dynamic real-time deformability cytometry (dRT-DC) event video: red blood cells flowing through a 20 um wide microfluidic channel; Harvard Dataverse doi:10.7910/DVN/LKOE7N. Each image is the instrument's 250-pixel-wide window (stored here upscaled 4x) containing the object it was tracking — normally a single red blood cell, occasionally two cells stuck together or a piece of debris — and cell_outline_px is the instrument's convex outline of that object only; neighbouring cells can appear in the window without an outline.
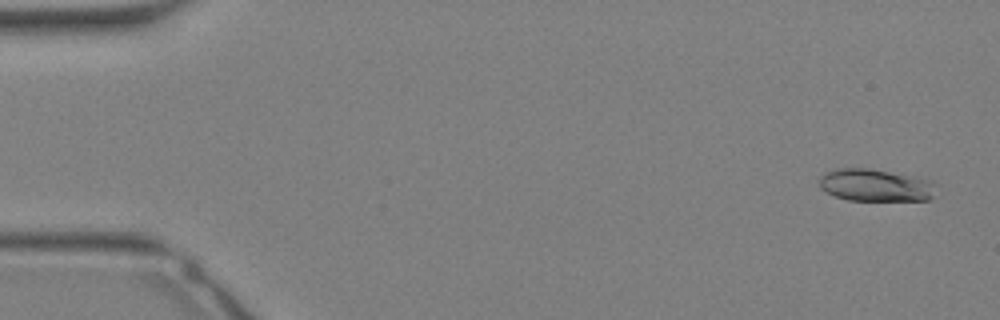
{"species": "Egyptian fruit bat (a non-hibernating species)", "species_latin": "Rousettus aegyptiacus", "temperature_condition": "warm", "stored_images_in_passage": 34, "camera_frame_rate_fps": 3000, "um_per_image_px": 0.085, "animal": {"sex": "female"}, "frame": {"image": 1, "passage_image": 2, "time_ms": 0.333, "image_size_px": [1000, 320], "cell_outline_px": [[940, 184], [932, 196], [928, 200], [848, 200], [836, 196], [820, 188], [820, 176], [824, 172], [836, 168], [868, 168], [932, 180]], "centroid_in_image_um": [74.45, 15.74], "position_along_channel_um": 10.6, "area_um2": 22.08}}
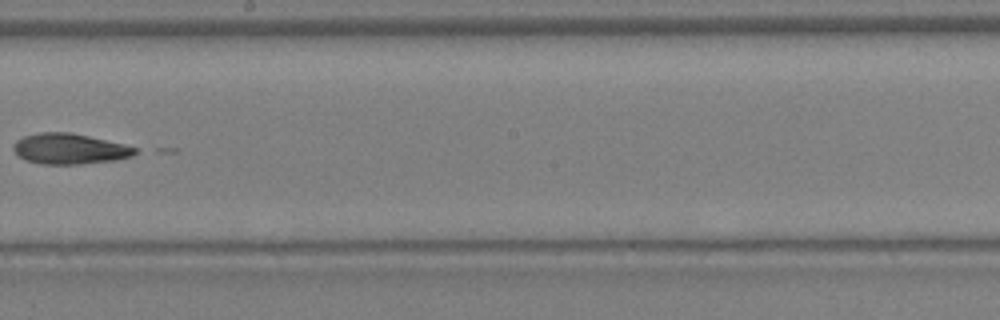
{"frame": {"image": 2, "passage_image": 20, "time_ms": 6.333, "image_size_px": [1000, 320], "cell_outline_px": [[140, 152], [132, 156], [116, 160], [80, 164], [40, 164], [24, 160], [12, 148], [16, 140], [24, 136], [40, 132], [68, 132], [88, 136], [136, 148]], "centroid_in_image_um": [5.89, 12.66], "position_along_channel_um": 242.3, "area_um2": 21.5}}
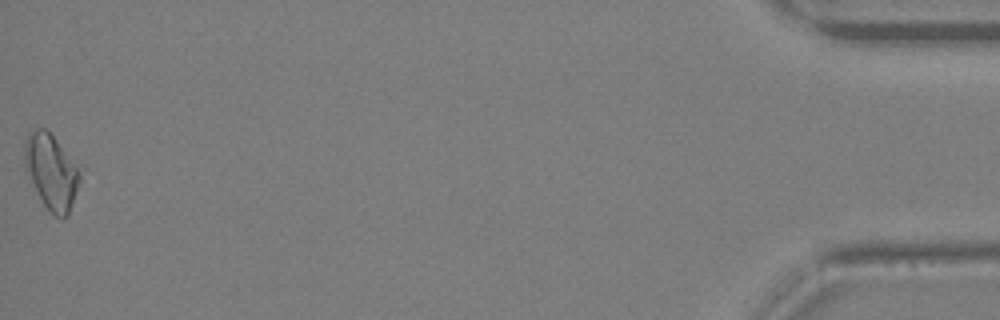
{"frame": {"image": 3, "passage_image": 34, "time_ms": 11.0, "image_size_px": [1000, 320], "cell_outline_px": [[80, 180], [68, 216], [64, 220], [56, 216], [44, 204], [24, 168], [24, 140], [28, 132], [36, 128], [44, 128], [56, 140], [76, 168], [80, 176]], "centroid_in_image_um": [4.31, 14.6], "position_along_channel_um": 430.9, "area_um2": 23.47}}